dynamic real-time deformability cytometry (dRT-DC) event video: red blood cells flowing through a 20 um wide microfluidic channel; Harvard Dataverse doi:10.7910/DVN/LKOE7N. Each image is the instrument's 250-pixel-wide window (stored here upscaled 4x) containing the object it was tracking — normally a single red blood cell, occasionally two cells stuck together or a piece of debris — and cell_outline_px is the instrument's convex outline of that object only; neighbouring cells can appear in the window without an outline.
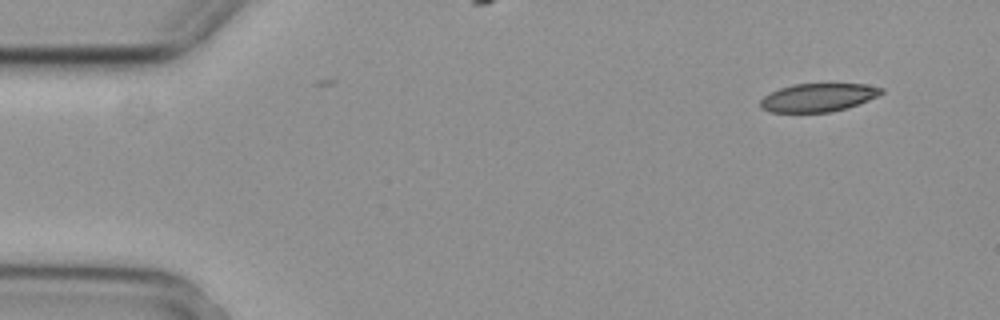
{"species": "common noctule bat (a hibernating species)", "species_latin": "Nyctalus noctula", "temperature_condition": "cold", "stored_images_in_passage": 4, "camera_frame_rate_fps": 3000, "um_per_image_px": 0.085, "animal": {"sex": "female", "body_mass_g": 29.2, "forearm_length_mm": 56.3}, "frame": {"image": 1, "passage_image": 1, "time_ms": 0.0, "image_size_px": [1000, 320], "cell_outline_px": [[884, 92], [868, 100], [832, 112], [772, 112], [760, 108], [760, 100], [768, 92], [792, 84], [864, 84], [884, 88]], "centroid_in_image_um": [69.49, 8.28], "position_along_channel_um": 15.5, "area_um2": 19.83}}
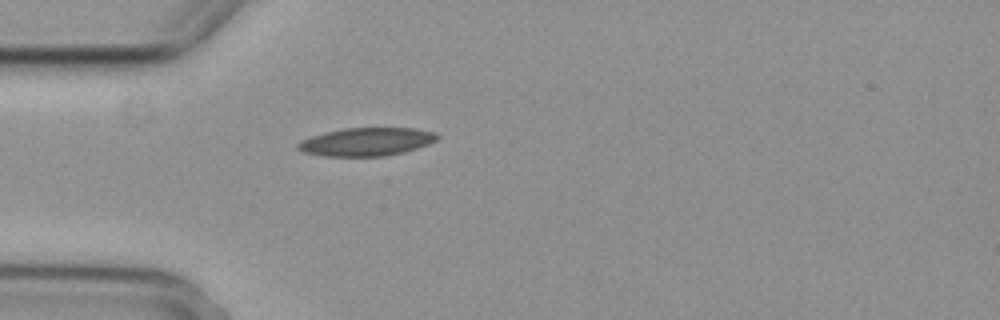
{"frame": {"image": 2, "passage_image": 4, "time_ms": 1.0, "image_size_px": [1000, 320], "cell_outline_px": [[440, 136], [436, 140], [428, 144], [404, 152], [384, 156], [324, 156], [304, 152], [296, 148], [296, 144], [300, 140], [324, 132], [344, 128], [416, 128], [436, 132]], "centroid_in_image_um": [31.15, 12.04], "position_along_channel_um": 53.9, "area_um2": 22.95}}